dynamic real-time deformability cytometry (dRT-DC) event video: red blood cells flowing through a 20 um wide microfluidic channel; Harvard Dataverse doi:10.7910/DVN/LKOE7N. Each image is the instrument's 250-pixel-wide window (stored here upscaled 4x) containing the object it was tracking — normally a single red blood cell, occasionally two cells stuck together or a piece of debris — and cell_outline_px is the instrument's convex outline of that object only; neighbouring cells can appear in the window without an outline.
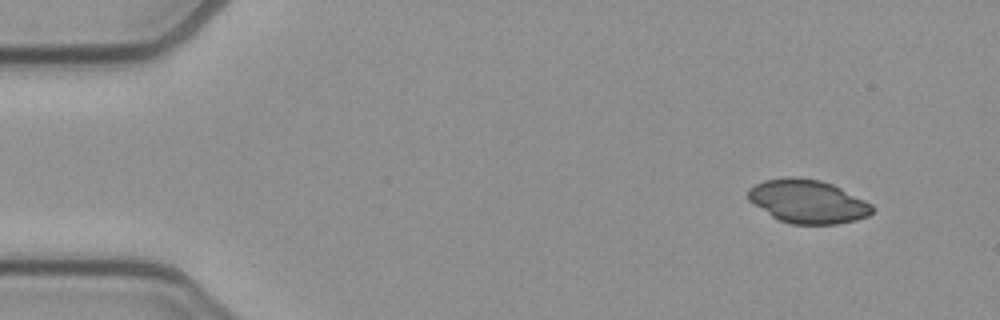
{"species": "common noctule bat (a hibernating species)", "species_latin": "Nyctalus noctula", "temperature_condition": "cold", "stored_images_in_passage": 49, "camera_frame_rate_fps": 3000, "um_per_image_px": 0.085, "animal": {"sex": "female", "body_mass_g": 21.9}, "frame": {"image": 1, "passage_image": 1, "time_ms": 0.0, "image_size_px": [1000, 320], "cell_outline_px": [[872, 212], [868, 216], [856, 220], [836, 224], [792, 224], [780, 220], [772, 216], [748, 200], [748, 188], [764, 180], [792, 176], [796, 176], [820, 180], [832, 184], [872, 204]], "centroid_in_image_um": [68.64, 17.12], "position_along_channel_um": 16.4, "area_um2": 31.21}}